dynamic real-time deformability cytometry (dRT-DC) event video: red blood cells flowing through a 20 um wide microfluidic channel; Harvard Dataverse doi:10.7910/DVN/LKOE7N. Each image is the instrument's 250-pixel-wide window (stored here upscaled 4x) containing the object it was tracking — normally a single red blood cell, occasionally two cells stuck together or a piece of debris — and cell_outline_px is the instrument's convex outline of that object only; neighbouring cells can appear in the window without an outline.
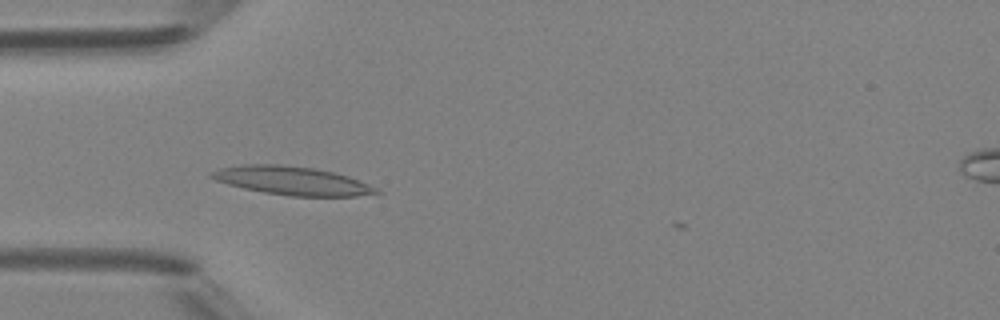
{"species": "Egyptian fruit bat (a non-hibernating species)", "species_latin": "Rousettus aegyptiacus", "temperature_condition": "room temperature", "stored_images_in_passage": 10, "camera_frame_rate_fps": 3000, "um_per_image_px": 0.085, "animal": {"sex": "female"}, "frame": {"image": 1, "passage_image": 3, "time_ms": 0.667, "image_size_px": [1000, 320], "cell_outline_px": [[380, 192], [356, 196], [292, 196], [264, 192], [244, 188], [228, 184], [216, 180], [208, 176], [208, 172], [220, 168], [240, 164], [280, 164], [312, 168], [332, 172], [348, 176], [368, 184], [376, 188]], "centroid_in_image_um": [24.75, 15.35], "position_along_channel_um": 60.2, "area_um2": 27.11}}
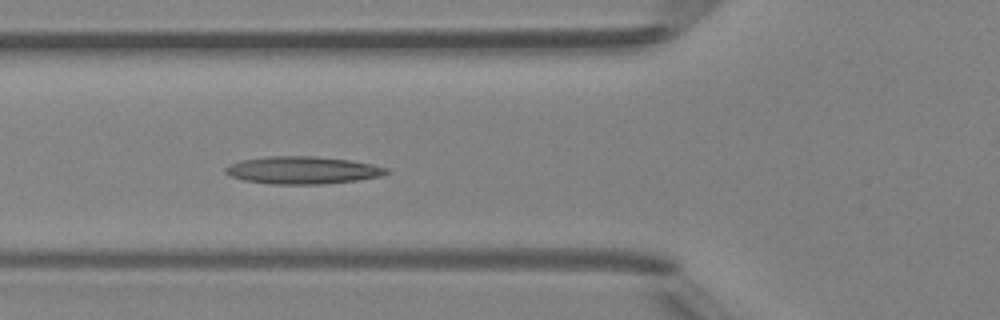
{"frame": {"image": 2, "passage_image": 6, "time_ms": 1.667, "image_size_px": [1000, 320], "cell_outline_px": [[392, 172], [380, 176], [356, 180], [320, 184], [272, 184], [244, 180], [232, 176], [224, 172], [224, 168], [228, 164], [240, 160], [268, 156], [316, 156], [348, 160], [372, 164], [388, 168]], "centroid_in_image_um": [25.7, 14.46], "position_along_channel_um": 100.1, "area_um2": 25.78}}
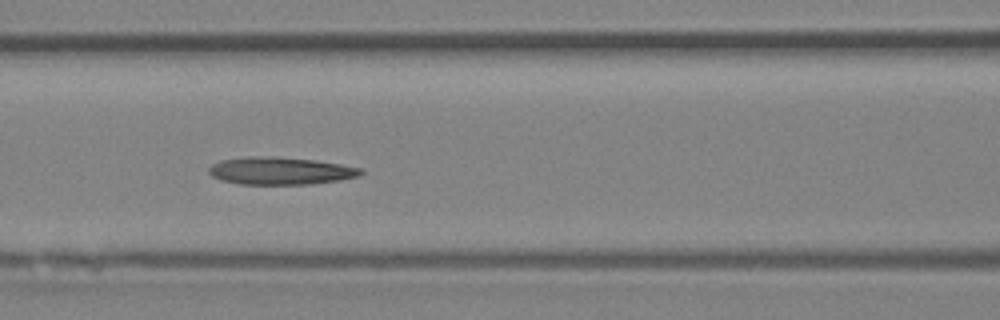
{"frame": {"image": 3, "passage_image": 9, "time_ms": 2.667, "image_size_px": [1000, 320], "cell_outline_px": [[364, 172], [360, 176], [340, 180], [308, 184], [240, 184], [220, 180], [212, 176], [208, 172], [208, 168], [212, 164], [220, 160], [248, 156], [276, 156], [316, 160], [340, 164], [360, 168]], "centroid_in_image_um": [23.81, 14.51], "position_along_channel_um": 142.8, "area_um2": 24.51}}